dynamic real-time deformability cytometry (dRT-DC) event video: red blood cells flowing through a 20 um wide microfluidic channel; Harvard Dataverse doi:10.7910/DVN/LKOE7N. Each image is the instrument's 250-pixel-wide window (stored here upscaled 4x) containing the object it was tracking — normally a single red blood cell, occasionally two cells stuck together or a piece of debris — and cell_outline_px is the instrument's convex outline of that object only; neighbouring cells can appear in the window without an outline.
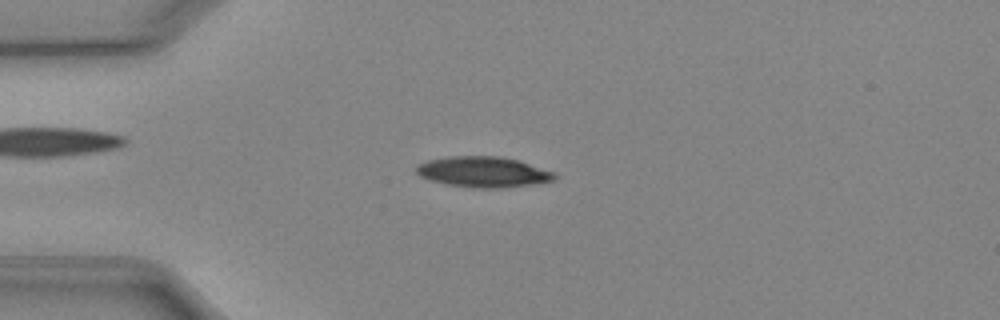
{"species": "Egyptian fruit bat (a non-hibernating species)", "species_latin": "Rousettus aegyptiacus", "temperature_condition": "cold", "stored_images_in_passage": 49, "camera_frame_rate_fps": 3000, "um_per_image_px": 0.085, "animal": {"sex": "female"}, "frame": {"image": 1, "passage_image": 11, "time_ms": 3.333, "image_size_px": [1000, 320], "cell_outline_px": [[556, 180], [532, 184], [504, 188], [472, 188], [444, 184], [428, 180], [420, 176], [416, 172], [416, 164], [428, 160], [448, 156], [500, 156], [520, 160], [556, 172]], "centroid_in_image_um": [41.08, 14.61], "position_along_channel_um": 43.9, "area_um2": 25.14}}
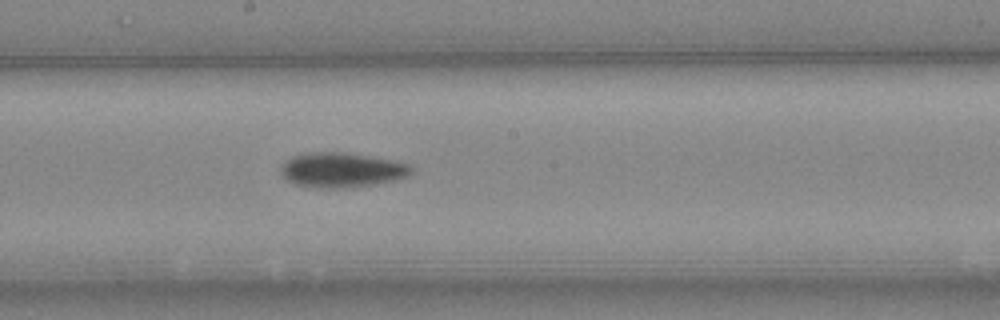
{"frame": {"image": 2, "passage_image": 26, "time_ms": 8.333, "image_size_px": [1000, 320], "cell_outline_px": [[412, 172], [408, 176], [396, 180], [376, 184], [340, 188], [324, 188], [296, 184], [288, 180], [280, 172], [280, 168], [288, 160], [296, 156], [308, 152], [344, 152], [396, 160], [408, 164], [412, 168]], "centroid_in_image_um": [29.1, 14.44], "position_along_channel_um": 219.1, "area_um2": 26.24}}
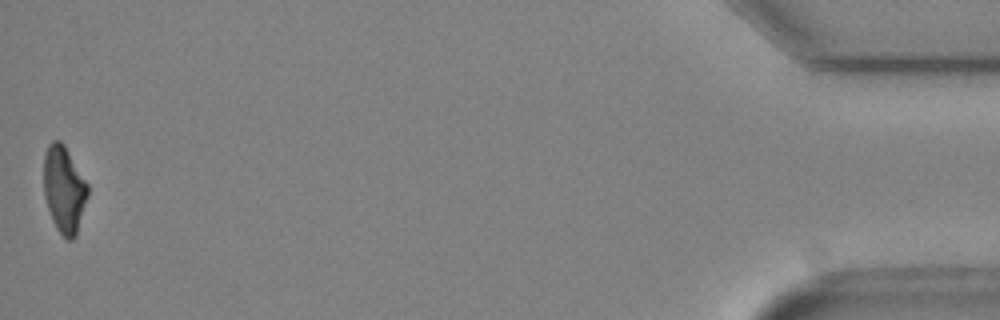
{"frame": {"image": 3, "passage_image": 49, "time_ms": 16.0, "image_size_px": [1000, 320], "cell_outline_px": [[88, 196], [76, 236], [72, 240], [68, 240], [56, 228], [52, 220], [44, 196], [44, 156], [48, 144], [52, 140], [60, 140], [64, 144], [88, 184]], "centroid_in_image_um": [5.45, 16.09], "position_along_channel_um": 429.8, "area_um2": 22.25}, "authors_computed_cell_mechanics": {"area_um2": 24.0448, "velocity_mm_per_s": 3.9381, "shape_relaxation_time_tau1_ms": 7.2322, "shape_relaxation_time_tau2_ms": null, "deformation_change_tau1": 0.2, "deformation_change_tau2": null}}